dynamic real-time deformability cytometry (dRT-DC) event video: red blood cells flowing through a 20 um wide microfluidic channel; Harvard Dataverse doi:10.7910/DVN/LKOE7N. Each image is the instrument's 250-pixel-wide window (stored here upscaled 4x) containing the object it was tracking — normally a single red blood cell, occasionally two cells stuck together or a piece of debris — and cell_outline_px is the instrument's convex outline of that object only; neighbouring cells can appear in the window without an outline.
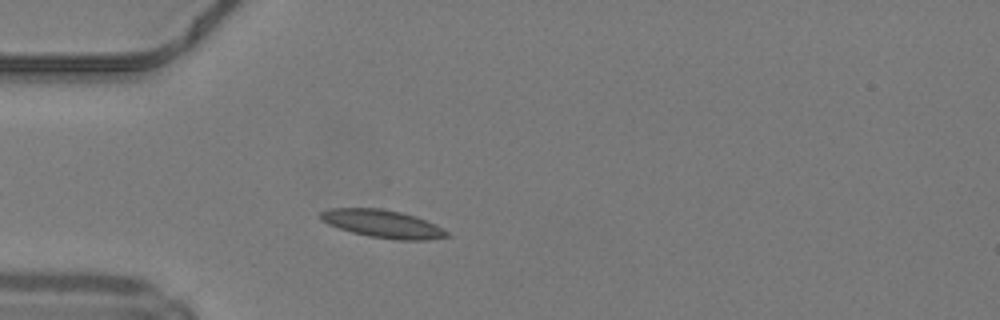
{"species": "common noctule bat (a hibernating species)", "species_latin": "Nyctalus noctula", "temperature_condition": "warm", "stored_images_in_passage": 31, "camera_frame_rate_fps": 3000, "um_per_image_px": 0.085, "animal": {"sex": "male", "body_mass_g": 19.2, "forearm_length_mm": 51.8}, "frame": {"image": 1, "passage_image": 5, "time_ms": 1.333, "image_size_px": [1000, 320], "cell_outline_px": [[452, 236], [428, 240], [396, 240], [368, 236], [352, 232], [328, 224], [320, 220], [320, 212], [328, 208], [380, 208], [400, 212], [416, 216], [436, 224], [448, 232]], "centroid_in_image_um": [32.55, 19.03], "position_along_channel_um": 52.4, "area_um2": 20.63}}
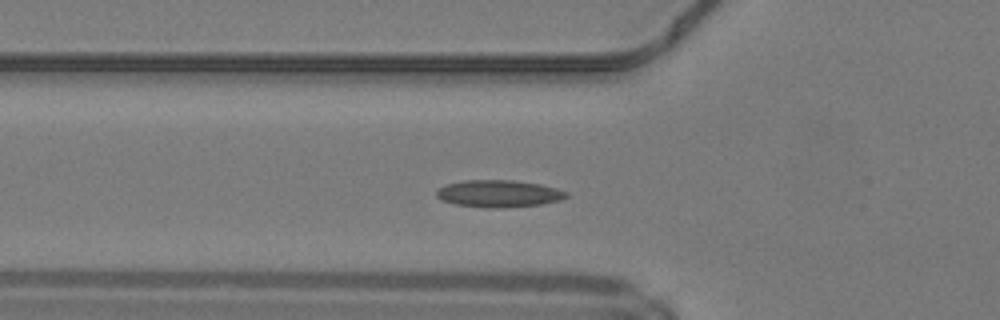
{"frame": {"image": 2, "passage_image": 8, "time_ms": 2.333, "image_size_px": [1000, 320], "cell_outline_px": [[568, 196], [560, 200], [540, 204], [504, 208], [488, 208], [456, 204], [444, 200], [436, 196], [436, 192], [440, 188], [448, 184], [464, 180], [512, 180], [540, 184], [556, 188], [568, 192]], "centroid_in_image_um": [42.42, 16.46], "position_along_channel_um": 83.4, "area_um2": 20.35}}
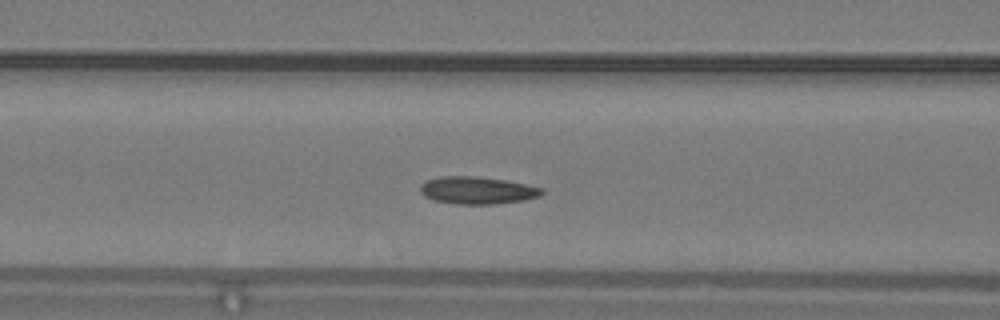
{"frame": {"image": 3, "passage_image": 11, "time_ms": 3.333, "image_size_px": [1000, 320], "cell_outline_px": [[544, 192], [540, 196], [524, 200], [492, 204], [456, 204], [432, 200], [424, 196], [420, 192], [420, 184], [428, 180], [440, 176], [476, 176], [504, 180], [528, 184], [544, 188]], "centroid_in_image_um": [40.57, 16.18], "position_along_channel_um": 126.0, "area_um2": 19.54}, "authors_computed_cell_mechanics": {"area_um2": 18.8428, "velocity_mm_per_s": 4.1922, "shape_relaxation_time_tau1_ms": 4.2905, "shape_relaxation_time_tau2_ms": 4.7649, "deformation_change_tau1": 0.1048, "deformation_change_tau2": 0.1276}}